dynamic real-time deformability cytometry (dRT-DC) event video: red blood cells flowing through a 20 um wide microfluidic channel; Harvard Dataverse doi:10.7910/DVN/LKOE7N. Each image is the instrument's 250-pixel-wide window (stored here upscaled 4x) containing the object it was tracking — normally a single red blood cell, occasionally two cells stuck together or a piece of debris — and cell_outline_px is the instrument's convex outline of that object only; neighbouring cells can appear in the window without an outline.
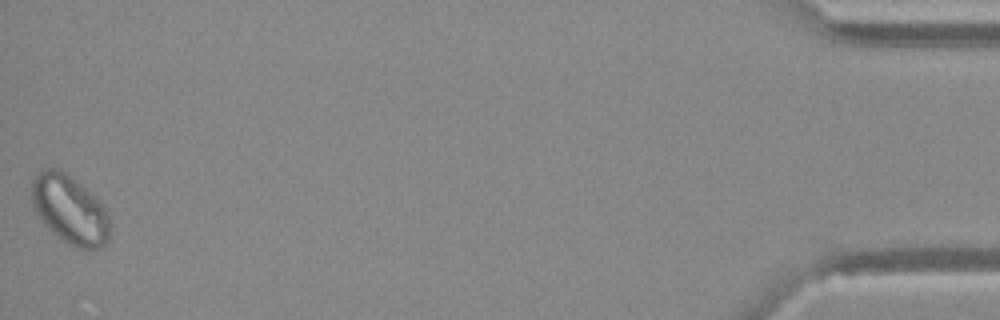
{"species": "Egyptian fruit bat (a non-hibernating species)", "species_latin": "Rousettus aegyptiacus", "temperature_condition": "warm", "stored_images_in_passage": 37, "camera_frame_rate_fps": 3000, "um_per_image_px": 0.085, "animal": {"sex": "female"}, "frame": {"image": 1, "passage_image": 37, "time_ms": 12.0, "image_size_px": [1000, 320], "cell_outline_px": [[112, 228], [108, 240], [100, 248], [80, 248], [68, 244], [56, 236], [44, 224], [36, 212], [32, 204], [32, 180], [36, 172], [44, 168], [60, 168], [104, 204], [112, 224]], "centroid_in_image_um": [5.95, 17.81], "position_along_channel_um": 429.3, "area_um2": 31.56}}